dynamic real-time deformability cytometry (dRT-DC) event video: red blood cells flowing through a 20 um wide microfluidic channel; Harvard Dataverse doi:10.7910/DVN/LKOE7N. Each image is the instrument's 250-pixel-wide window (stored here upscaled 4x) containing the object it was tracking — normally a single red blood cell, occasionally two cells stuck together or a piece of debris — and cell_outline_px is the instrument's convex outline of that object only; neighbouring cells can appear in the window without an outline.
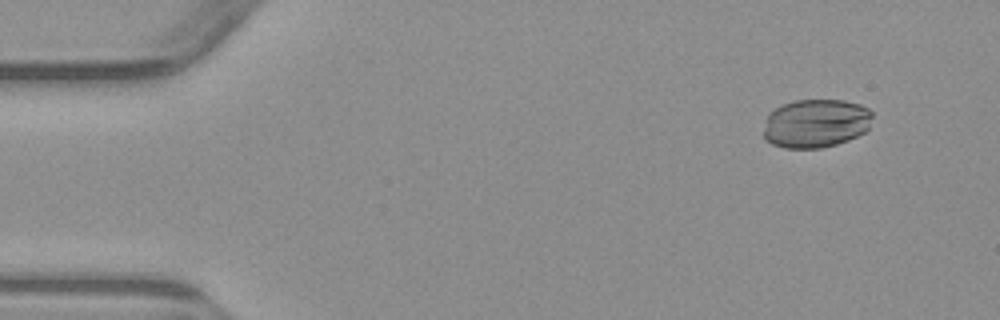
{"species": "common noctule bat (a hibernating species)", "species_latin": "Nyctalus noctula", "temperature_condition": "warm", "stored_images_in_passage": 5, "camera_frame_rate_fps": 3000, "um_per_image_px": 0.085, "animal": {"sex": "male", "body_mass_g": 23.1, "forearm_length_mm": 52.7}, "frame": {"image": 1, "passage_image": 2, "time_ms": 1.333, "image_size_px": [1000, 320], "cell_outline_px": [[872, 116], [868, 128], [864, 132], [848, 140], [836, 144], [820, 148], [784, 148], [772, 144], [764, 140], [764, 128], [768, 116], [780, 104], [796, 100], [844, 100], [860, 104], [868, 108], [872, 112]], "centroid_in_image_um": [69.34, 10.48], "position_along_channel_um": 15.7, "area_um2": 30.92}}